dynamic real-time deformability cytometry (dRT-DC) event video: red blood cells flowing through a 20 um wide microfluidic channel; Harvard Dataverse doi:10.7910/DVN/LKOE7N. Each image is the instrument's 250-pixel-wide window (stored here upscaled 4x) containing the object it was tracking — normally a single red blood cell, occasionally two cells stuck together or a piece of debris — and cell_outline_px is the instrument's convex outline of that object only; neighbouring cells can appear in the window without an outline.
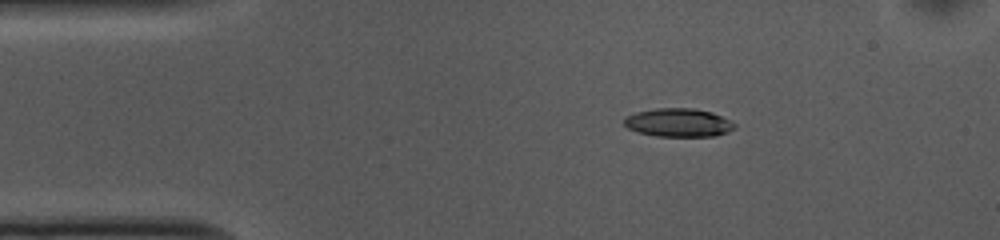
{"species": "common noctule bat (a hibernating species)", "species_latin": "Nyctalus noctula", "temperature_condition": "cold", "stored_images_in_passage": 45, "camera_frame_rate_fps": 3000, "um_per_image_px": 0.085, "animal": {"sex": "female", "body_mass_g": 10.0, "forearm_length_mm": 53.1}, "frame": {"image": 1, "passage_image": 1, "time_ms": 0.0, "image_size_px": [1000, 240], "cell_outline_px": [[736, 128], [728, 132], [716, 136], [656, 136], [636, 132], [628, 128], [624, 124], [624, 116], [636, 112], [656, 108], [692, 108], [712, 112], [736, 124]], "centroid_in_image_um": [57.65, 10.42], "position_along_channel_um": 27.4, "area_um2": 18.38}}
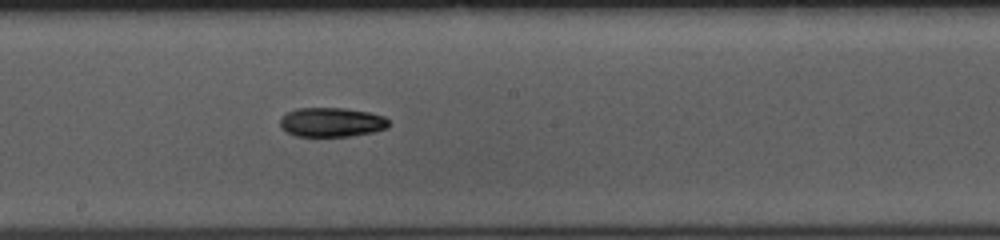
{"frame": {"image": 2, "passage_image": 20, "time_ms": 6.333, "image_size_px": [1000, 240], "cell_outline_px": [[392, 124], [388, 128], [372, 132], [348, 136], [296, 136], [288, 132], [280, 124], [280, 120], [288, 112], [296, 108], [344, 108], [368, 112], [384, 116]], "centroid_in_image_um": [28.24, 10.38], "position_along_channel_um": 220.0, "area_um2": 18.44}}
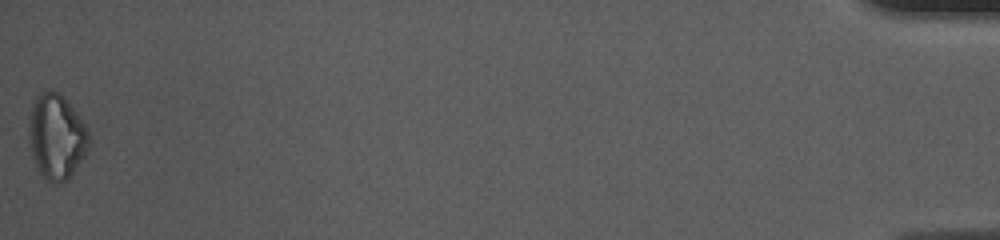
{"frame": {"image": 3, "passage_image": 45, "time_ms": 14.667, "image_size_px": [1000, 240], "cell_outline_px": [[88, 148], [84, 156], [68, 180], [60, 184], [56, 184], [48, 180], [40, 172], [32, 156], [28, 136], [28, 116], [32, 104], [36, 96], [40, 92], [48, 88], [64, 96], [88, 128]], "centroid_in_image_um": [4.78, 11.58], "position_along_channel_um": 430.4, "area_um2": 30.0}, "authors_computed_cell_mechanics": {"area_um2": 18.8428, "velocity_mm_per_s": 3.7524, "shape_relaxation_time_tau1_ms": 5.5925, "shape_relaxation_time_tau2_ms": null, "deformation_change_tau1": 0.1491, "deformation_change_tau2": null}}